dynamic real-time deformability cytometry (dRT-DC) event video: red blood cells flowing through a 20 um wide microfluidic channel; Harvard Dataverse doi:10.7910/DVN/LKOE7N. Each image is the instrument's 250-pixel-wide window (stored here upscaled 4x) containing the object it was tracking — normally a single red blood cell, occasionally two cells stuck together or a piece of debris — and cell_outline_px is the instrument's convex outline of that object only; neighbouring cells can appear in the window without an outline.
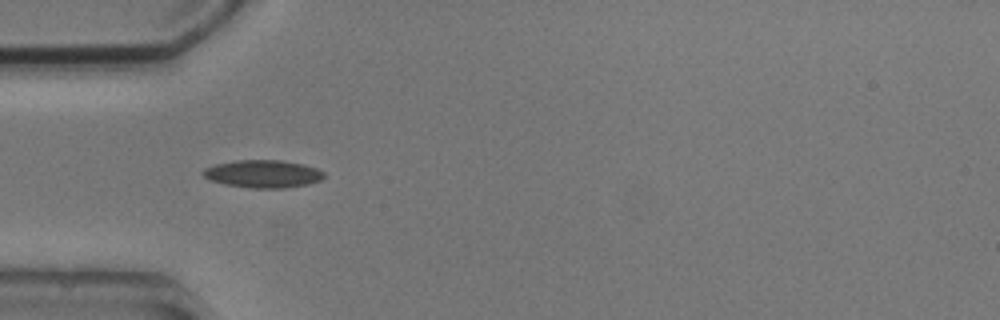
{"species": "common noctule bat (a hibernating species)", "species_latin": "Nyctalus noctula", "temperature_condition": "cold", "stored_images_in_passage": 2, "camera_frame_rate_fps": 3000, "um_per_image_px": 0.085, "animal": {"sex": "male", "body_mass_g": 20.5, "forearm_length_mm": 52.5}, "frame": {"image": 1, "passage_image": 1, "time_ms": 0.0, "image_size_px": [1000, 320], "cell_outline_px": [[324, 176], [320, 180], [308, 184], [284, 188], [252, 188], [224, 184], [208, 180], [200, 172], [204, 168], [216, 164], [236, 160], [284, 160], [304, 164], [316, 168], [324, 172]], "centroid_in_image_um": [22.33, 14.77], "position_along_channel_um": 62.7, "area_um2": 19.65}}